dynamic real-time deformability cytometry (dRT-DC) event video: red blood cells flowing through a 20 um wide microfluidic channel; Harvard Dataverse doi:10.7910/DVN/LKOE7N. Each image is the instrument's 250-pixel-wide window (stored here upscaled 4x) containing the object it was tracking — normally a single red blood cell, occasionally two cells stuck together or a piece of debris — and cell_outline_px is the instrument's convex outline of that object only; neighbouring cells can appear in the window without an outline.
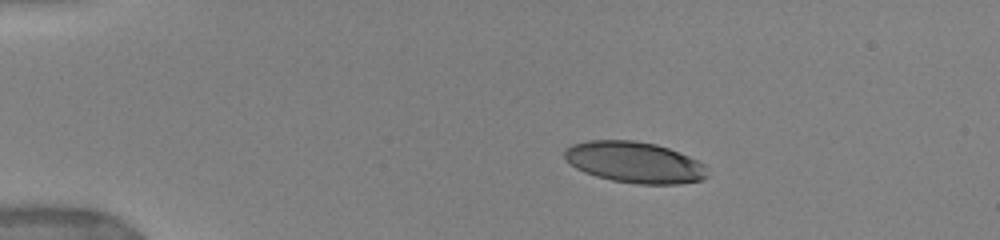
{"species": "human", "species_latin": "Homo sapiens", "temperature_condition": "warm", "stored_images_in_passage": 37, "camera_frame_rate_fps": 3000, "um_per_image_px": 0.085, "donor": {"sex": "female"}, "frame": {"image": 1, "passage_image": 1, "time_ms": 0.0, "image_size_px": [1000, 240], "cell_outline_px": [[708, 176], [704, 180], [680, 184], [636, 184], [612, 180], [596, 176], [584, 172], [576, 168], [564, 156], [564, 148], [572, 144], [588, 140], [636, 140], [656, 144], [668, 148], [688, 156], [704, 164]], "centroid_in_image_um": [53.94, 13.79], "position_along_channel_um": 31.1, "area_um2": 34.33}}
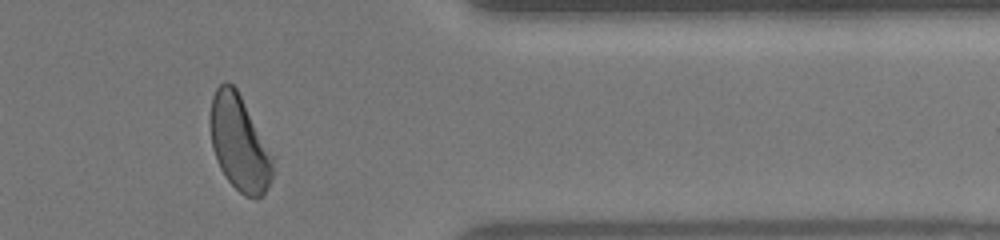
{"frame": {"image": 2, "passage_image": 29, "time_ms": 11.333, "image_size_px": [1000, 240], "cell_outline_px": [[276, 172], [272, 180], [264, 192], [260, 196], [244, 196], [224, 176], [216, 160], [212, 148], [208, 124], [208, 116], [212, 96], [216, 88], [224, 80], [228, 80], [236, 88], [276, 156]], "centroid_in_image_um": [20.37, 12.13], "position_along_channel_um": 391.0, "area_um2": 36.07}}
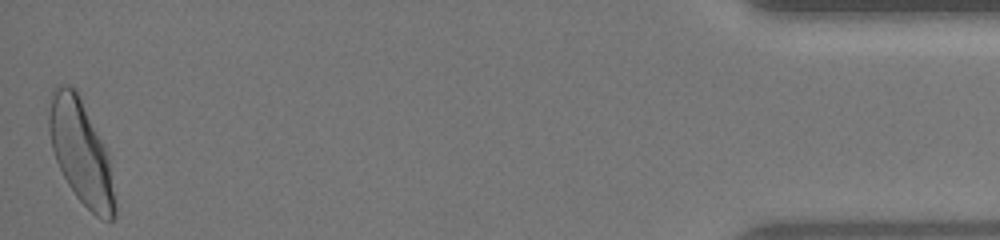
{"frame": {"image": 3, "passage_image": 37, "time_ms": 14.0, "image_size_px": [1000, 240], "cell_outline_px": [[116, 216], [112, 220], [108, 220], [96, 216], [76, 196], [68, 184], [56, 160], [52, 148], [48, 128], [48, 112], [52, 88], [60, 84], [68, 84], [76, 88], [108, 156], [116, 204]], "centroid_in_image_um": [6.85, 12.91], "position_along_channel_um": 428.3, "area_um2": 39.36}, "authors_computed_cell_mechanics": {"area_um2": 36.5874, "velocity_mm_per_s": 3.8941, "shape_relaxation_time_tau1_ms": 3.4572, "shape_relaxation_time_tau2_ms": 1.0014, "deformation_change_tau1": 0.1806, "deformation_change_tau2": 0.0592}}